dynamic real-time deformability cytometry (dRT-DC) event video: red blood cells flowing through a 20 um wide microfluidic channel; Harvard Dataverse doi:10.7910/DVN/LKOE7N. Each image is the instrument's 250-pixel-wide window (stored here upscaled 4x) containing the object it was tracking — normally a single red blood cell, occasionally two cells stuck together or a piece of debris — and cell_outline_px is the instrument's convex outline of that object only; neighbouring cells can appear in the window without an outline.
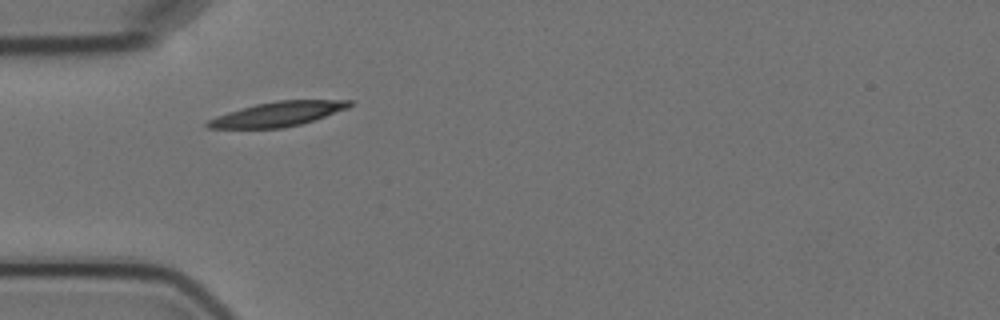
{"species": "Egyptian fruit bat (a non-hibernating species)", "species_latin": "Rousettus aegyptiacus", "temperature_condition": "cold", "stored_images_in_passage": 4, "camera_frame_rate_fps": 3000, "um_per_image_px": 0.085, "animal": {"sex": "female"}, "frame": {"image": 1, "passage_image": 3, "time_ms": 2.333, "image_size_px": [1000, 320], "cell_outline_px": [[352, 104], [348, 108], [300, 124], [284, 128], [208, 128], [204, 124], [208, 120], [216, 116], [228, 112], [256, 104], [276, 100], [352, 100]], "centroid_in_image_um": [23.59, 9.69], "position_along_channel_um": 61.4, "area_um2": 20.06}}
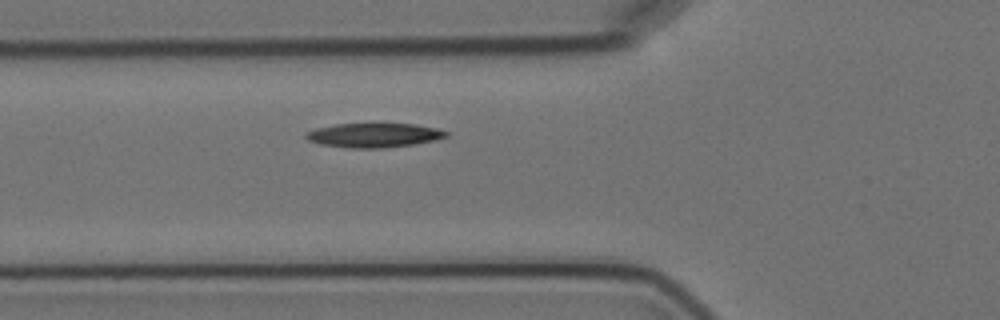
{"frame": {"image": 2, "passage_image": 4, "time_ms": 3.333, "image_size_px": [1000, 320], "cell_outline_px": [[448, 136], [432, 140], [412, 144], [384, 148], [352, 148], [320, 144], [308, 140], [304, 136], [304, 132], [316, 128], [336, 124], [372, 120], [412, 124], [436, 128], [448, 132]], "centroid_in_image_um": [31.72, 11.44], "position_along_channel_um": 94.1, "area_um2": 20.69}}